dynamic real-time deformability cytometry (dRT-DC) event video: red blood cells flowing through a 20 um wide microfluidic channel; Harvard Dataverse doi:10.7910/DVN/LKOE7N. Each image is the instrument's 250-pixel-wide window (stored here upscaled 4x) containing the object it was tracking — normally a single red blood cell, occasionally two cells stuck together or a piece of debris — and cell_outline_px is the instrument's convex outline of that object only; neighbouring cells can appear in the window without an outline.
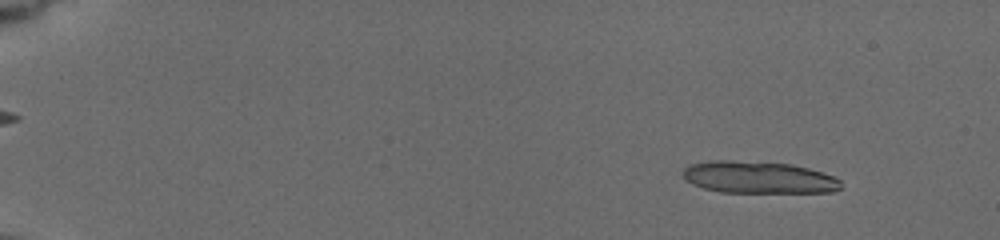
{"species": "common noctule bat (a hibernating species)", "species_latin": "Nyctalus noctula", "temperature_condition": "cold", "stored_images_in_passage": 19, "camera_frame_rate_fps": 3000, "um_per_image_px": 0.085, "animal": {"sex": "female", "body_mass_g": 19.5, "forearm_length_mm": 54.1}, "frame": {"image": 1, "passage_image": 6, "time_ms": 1.667, "image_size_px": [1000, 240], "cell_outline_px": [[840, 188], [832, 192], [720, 192], [704, 188], [692, 184], [684, 180], [684, 168], [688, 164], [708, 160], [728, 160], [792, 164], [808, 168], [832, 176], [840, 180]], "centroid_in_image_um": [64.41, 15.07], "position_along_channel_um": 20.6, "area_um2": 29.42}}